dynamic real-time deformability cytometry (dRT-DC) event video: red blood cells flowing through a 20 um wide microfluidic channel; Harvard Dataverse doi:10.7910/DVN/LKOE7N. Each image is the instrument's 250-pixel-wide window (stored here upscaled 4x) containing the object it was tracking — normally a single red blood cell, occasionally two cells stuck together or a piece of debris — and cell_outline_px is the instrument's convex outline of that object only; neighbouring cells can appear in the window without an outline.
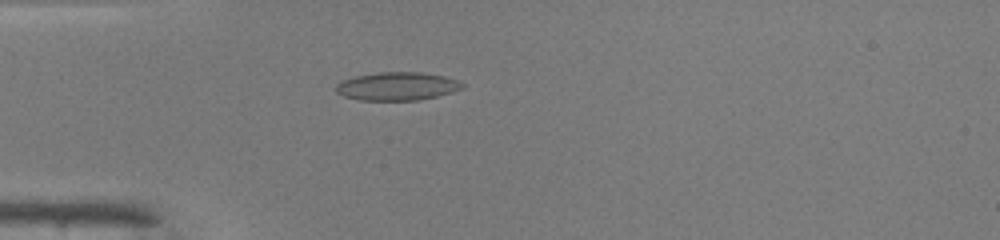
{"species": "common noctule bat (a hibernating species)", "species_latin": "Nyctalus noctula", "temperature_condition": "warm", "stored_images_in_passage": 40, "camera_frame_rate_fps": 3000, "um_per_image_px": 0.085, "animal": {"sex": "male", "body_mass_g": 19.0, "forearm_length_mm": 50.8}, "frame": {"image": 1, "passage_image": 5, "time_ms": 1.333, "image_size_px": [1000, 240], "cell_outline_px": [[464, 88], [452, 92], [436, 96], [416, 100], [360, 100], [344, 96], [336, 92], [336, 84], [344, 80], [356, 76], [380, 72], [424, 72], [444, 76], [460, 80], [464, 84]], "centroid_in_image_um": [33.8, 7.32], "position_along_channel_um": 51.2, "area_um2": 20.75}}
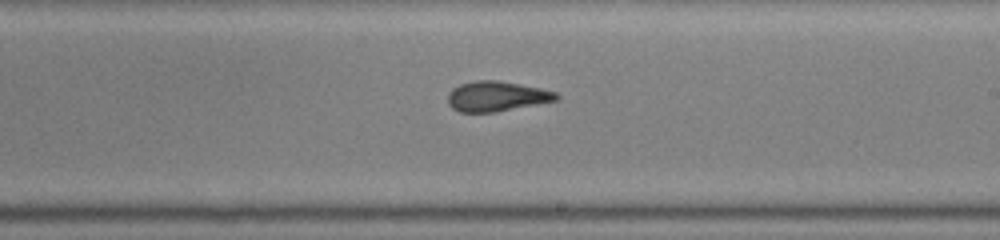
{"frame": {"image": 2, "passage_image": 20, "time_ms": 6.333, "image_size_px": [1000, 240], "cell_outline_px": [[560, 96], [556, 100], [496, 112], [460, 112], [452, 108], [448, 104], [448, 92], [452, 88], [460, 84], [476, 80], [496, 80], [540, 88], [556, 92]], "centroid_in_image_um": [42.17, 8.18], "position_along_channel_um": 246.8, "area_um2": 18.9}}
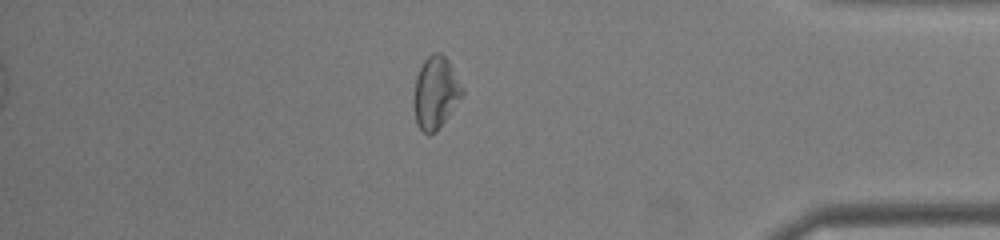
{"frame": {"image": 3, "passage_image": 33, "time_ms": 10.667, "image_size_px": [1000, 240], "cell_outline_px": [[464, 92], [436, 132], [428, 136], [416, 124], [416, 76], [424, 60], [432, 52], [440, 52], [448, 60], [464, 88]], "centroid_in_image_um": [37.05, 7.85], "position_along_channel_um": 398.1, "area_um2": 19.71}, "authors_computed_cell_mechanics": {"area_um2": 19.7965, "velocity_mm_per_s": 4.1653, "shape_relaxation_time_tau1_ms": null, "shape_relaxation_time_tau2_ms": 2.4918, "deformation_change_tau1": null, "deformation_change_tau2": 0.0995}}